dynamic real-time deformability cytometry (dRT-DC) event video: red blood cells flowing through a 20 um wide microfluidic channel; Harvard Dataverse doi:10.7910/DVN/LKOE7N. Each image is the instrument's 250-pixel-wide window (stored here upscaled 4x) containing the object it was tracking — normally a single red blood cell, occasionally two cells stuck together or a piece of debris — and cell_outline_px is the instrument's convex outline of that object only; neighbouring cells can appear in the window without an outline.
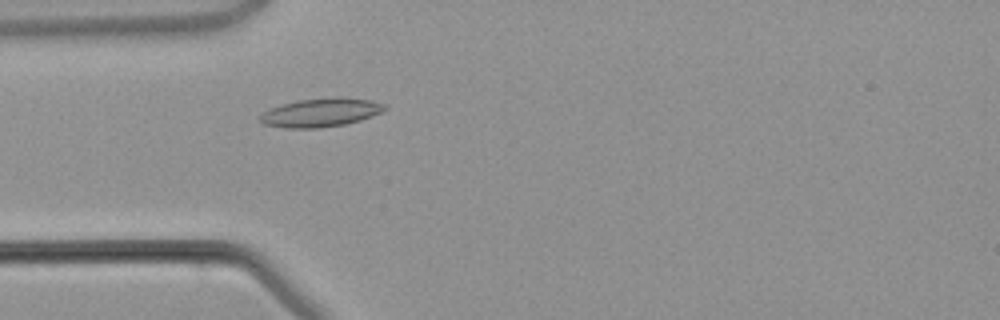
{"species": "common noctule bat (a hibernating species)", "species_latin": "Nyctalus noctula", "temperature_condition": "warm", "stored_images_in_passage": 1, "camera_frame_rate_fps": 3000, "um_per_image_px": 0.085, "animal": {"sex": "male", "body_mass_g": 21.5, "forearm_length_mm": 52.0}, "frame": {"image": 1, "passage_image": 1, "time_ms": 0.0, "image_size_px": [1000, 320], "cell_outline_px": [[388, 108], [380, 112], [360, 120], [344, 124], [320, 128], [288, 128], [264, 124], [260, 120], [260, 116], [264, 112], [272, 108], [284, 104], [300, 100], [368, 100], [384, 104]], "centroid_in_image_um": [27.22, 9.62], "position_along_channel_um": 57.8, "area_um2": 19.42}}